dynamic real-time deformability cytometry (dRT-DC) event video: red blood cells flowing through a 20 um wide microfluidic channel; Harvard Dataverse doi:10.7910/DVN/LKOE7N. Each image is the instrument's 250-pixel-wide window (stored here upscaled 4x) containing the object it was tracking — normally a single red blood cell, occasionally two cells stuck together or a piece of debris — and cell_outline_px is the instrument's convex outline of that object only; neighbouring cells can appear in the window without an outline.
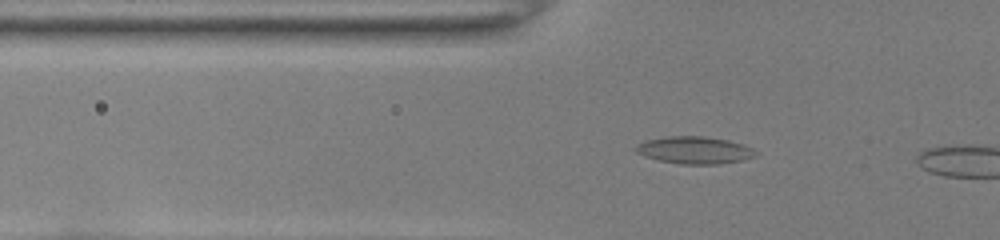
{"species": "common noctule bat (a hibernating species)", "species_latin": "Nyctalus noctula", "temperature_condition": "room temperature", "stored_images_in_passage": 14, "camera_frame_rate_fps": 3000, "um_per_image_px": 0.085, "animal": {"sex": "female", "body_mass_g": 22.0, "forearm_length_mm": 56.7}, "frame": {"image": 1, "passage_image": 12, "time_ms": 3.667, "image_size_px": [1000, 240], "cell_outline_px": [[760, 152], [756, 156], [740, 160], [716, 164], [680, 164], [660, 160], [644, 156], [636, 152], [636, 144], [644, 140], [668, 136], [704, 136], [728, 140], [752, 148]], "centroid_in_image_um": [59.02, 12.75], "position_along_channel_um": 66.8, "area_um2": 18.96}}